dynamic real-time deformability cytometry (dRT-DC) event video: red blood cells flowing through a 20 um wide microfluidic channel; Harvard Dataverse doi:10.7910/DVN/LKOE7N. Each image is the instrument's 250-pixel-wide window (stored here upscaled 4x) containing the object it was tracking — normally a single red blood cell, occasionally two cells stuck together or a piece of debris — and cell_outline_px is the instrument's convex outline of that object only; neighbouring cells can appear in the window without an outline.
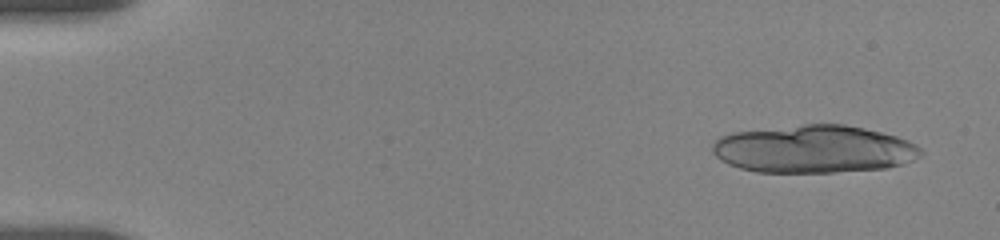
{"species": "human", "species_latin": "Homo sapiens", "temperature_condition": "room temperature", "stored_images_in_passage": 15, "camera_frame_rate_fps": 3000, "um_per_image_px": 0.085, "donor": {"sex": "female"}, "frame": {"image": 1, "passage_image": 1, "time_ms": 0.0, "image_size_px": [1000, 240], "cell_outline_px": [[924, 152], [920, 156], [912, 160], [888, 168], [832, 172], [756, 172], [740, 168], [728, 164], [720, 160], [712, 152], [712, 144], [720, 136], [732, 132], [804, 124], [844, 124], [864, 128], [896, 136], [908, 140], [916, 144]], "centroid_in_image_um": [69.16, 12.67], "position_along_channel_um": 15.8, "area_um2": 58.09}}